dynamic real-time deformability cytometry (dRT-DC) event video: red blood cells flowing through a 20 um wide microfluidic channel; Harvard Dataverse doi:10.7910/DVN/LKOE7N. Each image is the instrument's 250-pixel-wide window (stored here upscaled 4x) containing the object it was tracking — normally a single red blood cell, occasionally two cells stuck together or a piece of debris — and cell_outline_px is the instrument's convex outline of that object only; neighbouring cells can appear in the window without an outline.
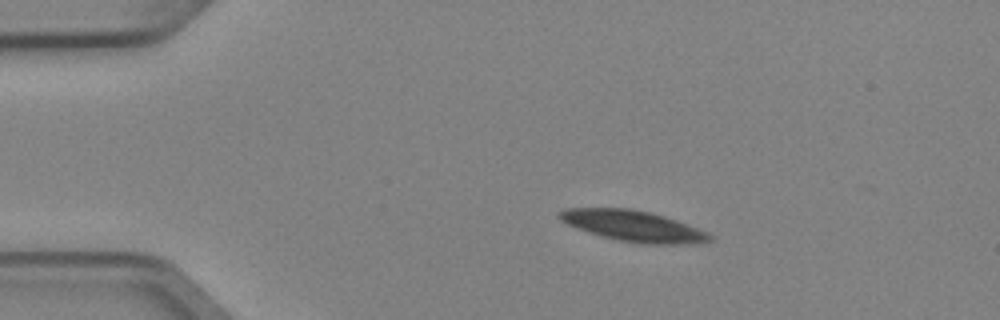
{"species": "Egyptian fruit bat (a non-hibernating species)", "species_latin": "Rousettus aegyptiacus", "temperature_condition": "cold", "stored_images_in_passage": 3, "camera_frame_rate_fps": 3000, "um_per_image_px": 0.085, "animal": {"sex": "female"}, "frame": {"image": 1, "passage_image": 2, "time_ms": 0.333, "image_size_px": [1000, 320], "cell_outline_px": [[712, 240], [700, 244], [640, 244], [620, 240], [588, 232], [568, 224], [560, 220], [556, 216], [556, 212], [564, 208], [632, 208], [664, 216], [676, 220], [708, 232], [712, 236]], "centroid_in_image_um": [53.83, 19.21], "position_along_channel_um": 31.2, "area_um2": 27.11}}